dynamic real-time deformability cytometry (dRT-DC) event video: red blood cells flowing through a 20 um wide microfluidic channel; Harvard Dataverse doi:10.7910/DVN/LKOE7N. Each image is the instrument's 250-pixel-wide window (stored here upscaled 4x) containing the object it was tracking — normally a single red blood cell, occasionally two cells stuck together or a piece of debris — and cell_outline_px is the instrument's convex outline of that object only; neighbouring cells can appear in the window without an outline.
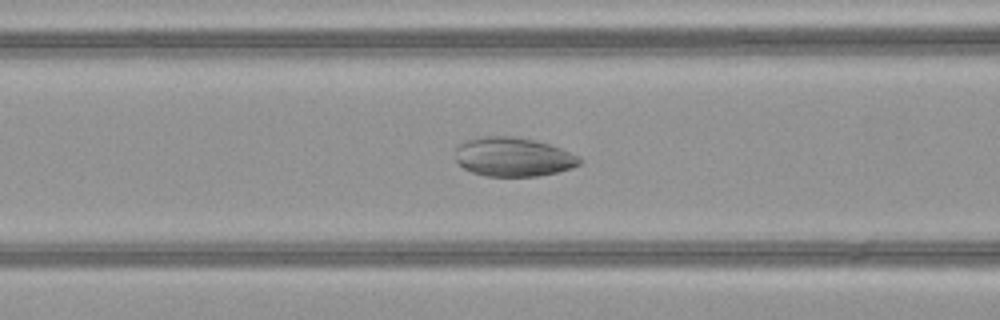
{"species": "common noctule bat (a hibernating species)", "species_latin": "Nyctalus noctula", "temperature_condition": "warm", "stored_images_in_passage": 44, "camera_frame_rate_fps": 3000, "um_per_image_px": 0.085, "animal": {"sex": "female", "body_mass_g": 21.9}, "frame": {"image": 1, "passage_image": 15, "time_ms": 4.667, "image_size_px": [1000, 320], "cell_outline_px": [[584, 160], [580, 164], [572, 168], [556, 172], [536, 176], [484, 176], [472, 172], [464, 168], [456, 160], [456, 148], [464, 140], [484, 136], [512, 136], [532, 140], [548, 144], [560, 148], [580, 156]], "centroid_in_image_um": [43.63, 13.34], "position_along_channel_um": 123.0, "area_um2": 28.26}}
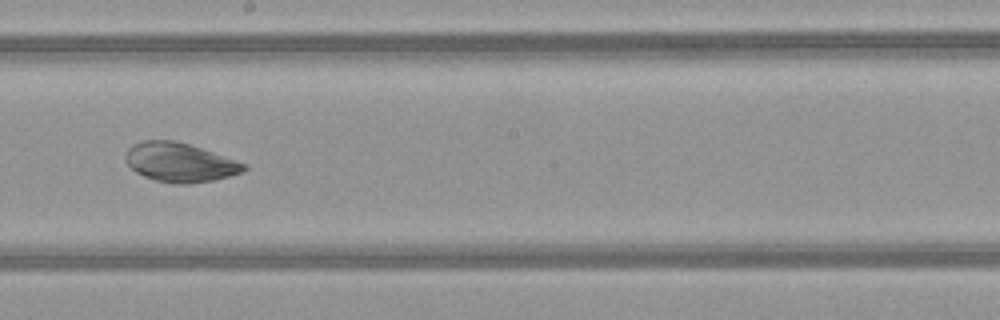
{"frame": {"image": 2, "passage_image": 23, "time_ms": 7.333, "image_size_px": [1000, 320], "cell_outline_px": [[248, 168], [244, 172], [212, 180], [188, 184], [172, 184], [156, 180], [144, 176], [136, 172], [124, 160], [124, 156], [128, 148], [132, 144], [144, 140], [176, 140], [248, 164]], "centroid_in_image_um": [15.27, 13.8], "position_along_channel_um": 232.9, "area_um2": 26.99}}
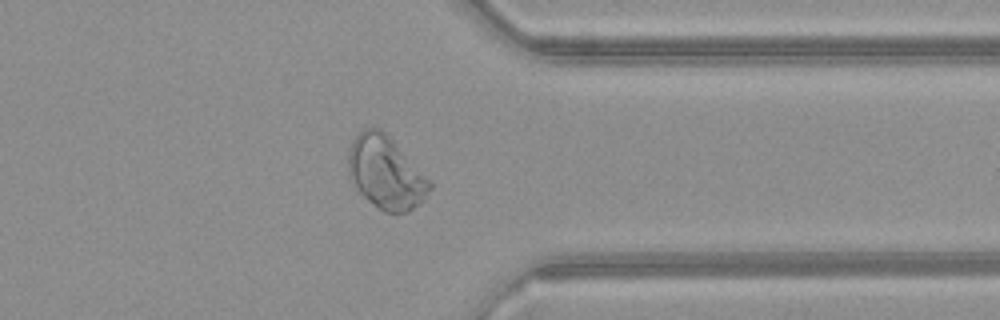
{"frame": {"image": 3, "passage_image": 34, "time_ms": 11.0, "image_size_px": [1000, 320], "cell_outline_px": [[432, 188], [424, 200], [420, 204], [408, 212], [384, 212], [368, 200], [352, 184], [348, 172], [348, 148], [352, 140], [360, 128], [380, 128], [432, 180]], "centroid_in_image_um": [32.79, 14.67], "position_along_channel_um": 378.6, "area_um2": 34.74}}